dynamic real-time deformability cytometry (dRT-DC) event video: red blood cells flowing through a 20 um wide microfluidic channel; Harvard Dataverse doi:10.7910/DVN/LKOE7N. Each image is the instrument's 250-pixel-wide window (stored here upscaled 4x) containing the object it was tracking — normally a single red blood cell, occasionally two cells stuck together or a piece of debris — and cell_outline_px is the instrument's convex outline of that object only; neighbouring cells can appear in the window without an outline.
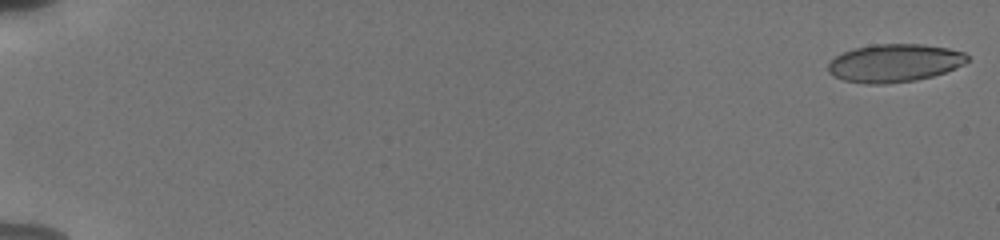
{"species": "human", "species_latin": "Homo sapiens", "temperature_condition": "cold", "stored_images_in_passage": 16, "camera_frame_rate_fps": 3000, "um_per_image_px": 0.085, "donor": {"sex": "male"}, "frame": {"image": 1, "passage_image": 1, "time_ms": 0.0, "image_size_px": [1000, 240], "cell_outline_px": [[968, 60], [964, 64], [956, 68], [932, 76], [916, 80], [884, 84], [864, 84], [844, 80], [832, 76], [828, 72], [828, 64], [836, 56], [844, 52], [856, 48], [872, 44], [920, 44], [948, 48], [964, 52], [968, 56]], "centroid_in_image_um": [76.02, 5.36], "position_along_channel_um": 9.0, "area_um2": 30.81}}
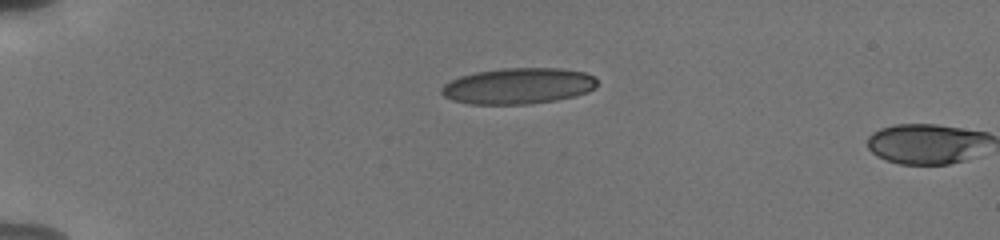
{"frame": {"image": 2, "passage_image": 15, "time_ms": 4.667, "image_size_px": [1000, 240], "cell_outline_px": [[596, 88], [588, 92], [556, 100], [528, 104], [468, 104], [452, 100], [444, 96], [440, 92], [440, 88], [444, 84], [460, 76], [476, 72], [504, 68], [560, 68], [584, 72], [596, 76]], "centroid_in_image_um": [44.05, 7.3], "position_along_channel_um": 41.0, "area_um2": 32.77}}